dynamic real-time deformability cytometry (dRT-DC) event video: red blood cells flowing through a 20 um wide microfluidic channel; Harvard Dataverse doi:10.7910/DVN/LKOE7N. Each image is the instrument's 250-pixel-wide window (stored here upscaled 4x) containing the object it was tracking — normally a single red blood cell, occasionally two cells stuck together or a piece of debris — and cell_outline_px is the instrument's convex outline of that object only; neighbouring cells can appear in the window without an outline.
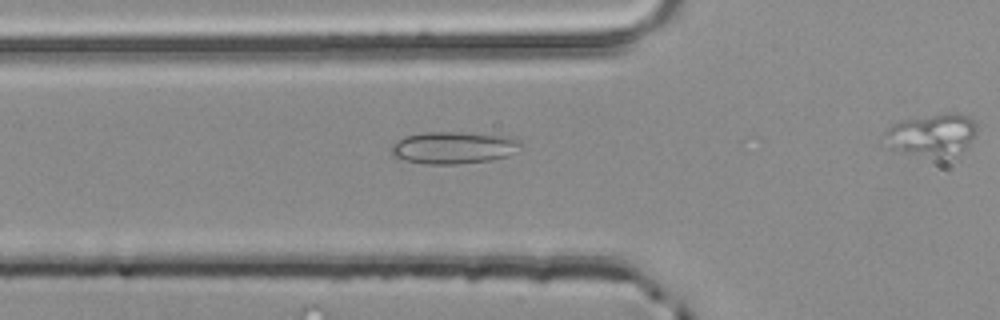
{"species": "common noctule bat (a hibernating species)", "species_latin": "Nyctalus noctula", "temperature_condition": "room temperature", "stored_images_in_passage": 8, "segment_of_instrument_passage": [1, 2], "camera_frame_rate_fps": 3000, "um_per_image_px": 0.085, "animal": {"sex": "male", "body_mass_g": 20.4}, "frame": {"image": 1, "passage_image": 7, "time_ms": 2.0, "image_size_px": [1000, 320], "cell_outline_px": [[524, 148], [508, 156], [492, 160], [456, 164], [424, 164], [404, 160], [392, 156], [392, 144], [404, 136], [424, 132], [460, 132], [508, 136], [520, 140], [524, 144]], "centroid_in_image_um": [38.61, 12.55], "position_along_channel_um": 87.2, "area_um2": 24.62}}